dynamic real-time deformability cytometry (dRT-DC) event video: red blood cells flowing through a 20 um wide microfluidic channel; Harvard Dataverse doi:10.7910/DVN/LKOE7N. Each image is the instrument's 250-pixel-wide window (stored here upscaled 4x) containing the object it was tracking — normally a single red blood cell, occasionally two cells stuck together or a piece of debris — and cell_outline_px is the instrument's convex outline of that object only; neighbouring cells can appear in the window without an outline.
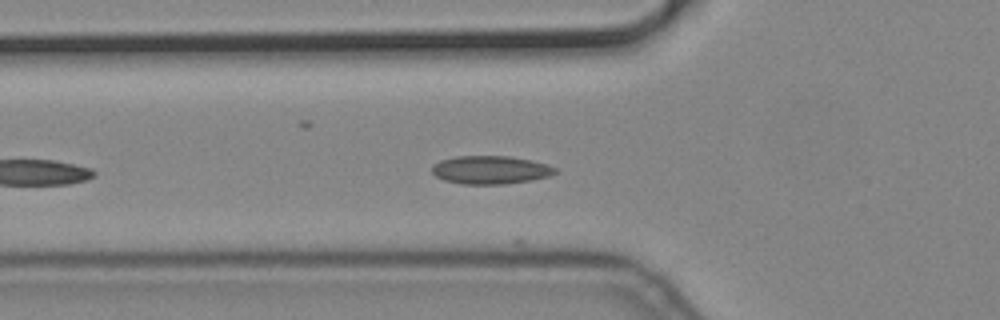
{"species": "common noctule bat (a hibernating species)", "species_latin": "Nyctalus noctula", "temperature_condition": "cold", "stored_images_in_passage": 5, "camera_frame_rate_fps": 3000, "um_per_image_px": 0.085, "animal": {"sex": "male", "body_mass_g": 19.2, "forearm_length_mm": 51.8}, "frame": {"image": 1, "passage_image": 5, "time_ms": 1.333, "image_size_px": [1000, 320], "cell_outline_px": [[556, 172], [548, 176], [532, 180], [504, 184], [460, 184], [444, 180], [436, 176], [432, 172], [432, 164], [440, 160], [456, 156], [508, 156], [532, 160], [556, 168]], "centroid_in_image_um": [41.64, 14.44], "position_along_channel_um": 84.2, "area_um2": 20.23}}